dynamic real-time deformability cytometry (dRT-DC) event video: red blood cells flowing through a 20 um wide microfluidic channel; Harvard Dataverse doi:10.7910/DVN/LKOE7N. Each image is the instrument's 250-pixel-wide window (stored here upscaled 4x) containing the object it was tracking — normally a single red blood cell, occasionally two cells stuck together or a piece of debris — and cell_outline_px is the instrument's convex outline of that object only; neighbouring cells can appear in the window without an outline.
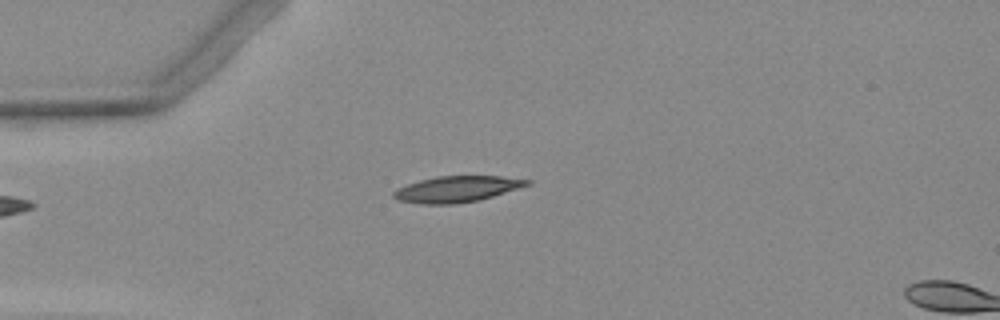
{"species": "Egyptian fruit bat (a non-hibernating species)", "species_latin": "Rousettus aegyptiacus", "temperature_condition": "warm", "stored_images_in_passage": 2, "camera_frame_rate_fps": 3000, "um_per_image_px": 0.085, "animal": {"sex": "female"}, "frame": {"image": 1, "passage_image": 1, "time_ms": 0.0, "image_size_px": [1000, 320], "cell_outline_px": [[532, 184], [480, 200], [456, 204], [420, 204], [396, 200], [392, 196], [392, 192], [396, 188], [420, 180], [436, 176], [500, 176], [532, 180]], "centroid_in_image_um": [38.81, 16.08], "position_along_channel_um": 46.2, "area_um2": 20.46}}